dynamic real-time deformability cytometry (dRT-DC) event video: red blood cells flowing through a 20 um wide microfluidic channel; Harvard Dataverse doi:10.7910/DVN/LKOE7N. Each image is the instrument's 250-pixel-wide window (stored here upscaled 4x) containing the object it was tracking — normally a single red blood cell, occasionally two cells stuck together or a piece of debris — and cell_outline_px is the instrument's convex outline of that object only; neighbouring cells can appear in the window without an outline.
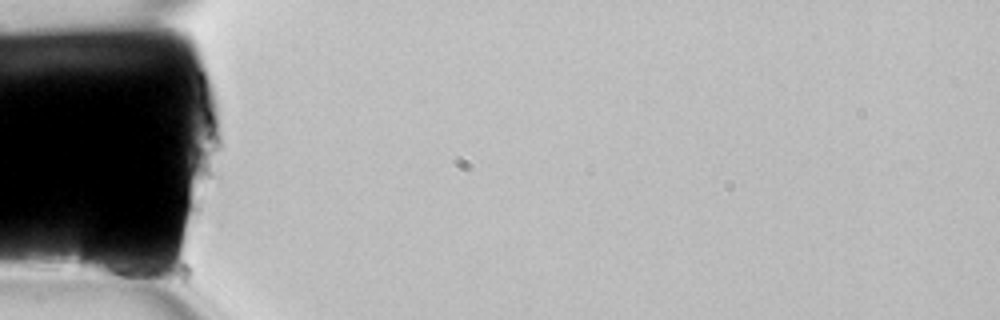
{"species": "common noctule bat (a hibernating species)", "species_latin": "Nyctalus noctula", "temperature_condition": "room temperature", "stored_images_in_passage": 6, "camera_frame_rate_fps": 3000, "um_per_image_px": 0.085, "animal": {"sex": "female", "body_mass_g": 22.7, "forearm_length_mm": 54.2}, "frame": {"image": 1, "passage_image": 1, "time_ms": 0.0, "image_size_px": [1000, 320], "cell_outline_px": [[152, 272], [140, 284], [84, 272], [80, 264], [80, 256], [84, 236], [92, 224], [100, 228], [152, 268]], "centroid_in_image_um": [9.43, 21.95], "position_along_channel_um": 75.6, "area_um2": 17.69}}